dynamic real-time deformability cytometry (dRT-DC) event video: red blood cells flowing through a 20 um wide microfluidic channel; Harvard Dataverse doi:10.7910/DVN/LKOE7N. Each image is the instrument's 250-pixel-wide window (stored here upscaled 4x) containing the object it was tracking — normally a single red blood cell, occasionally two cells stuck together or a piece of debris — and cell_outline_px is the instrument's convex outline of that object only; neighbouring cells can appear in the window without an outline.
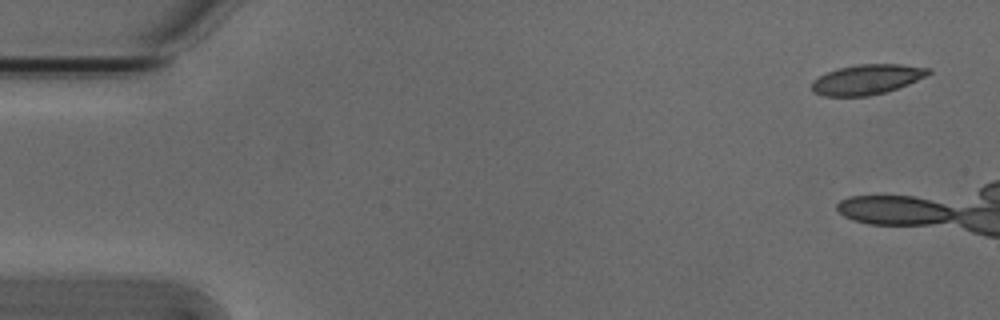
{"species": "Egyptian fruit bat (a non-hibernating species)", "species_latin": "Rousettus aegyptiacus", "temperature_condition": "cold", "stored_images_in_passage": 4, "camera_frame_rate_fps": 3000, "um_per_image_px": 0.085, "animal": {"sex": "male"}, "frame": {"image": 1, "passage_image": 1, "time_ms": 0.0, "image_size_px": [1000, 320], "cell_outline_px": [[932, 72], [928, 76], [908, 84], [884, 92], [868, 96], [824, 96], [812, 92], [812, 80], [828, 72], [840, 68], [856, 64], [900, 64], [932, 68]], "centroid_in_image_um": [73.72, 6.75], "position_along_channel_um": 11.3, "area_um2": 20.4}}